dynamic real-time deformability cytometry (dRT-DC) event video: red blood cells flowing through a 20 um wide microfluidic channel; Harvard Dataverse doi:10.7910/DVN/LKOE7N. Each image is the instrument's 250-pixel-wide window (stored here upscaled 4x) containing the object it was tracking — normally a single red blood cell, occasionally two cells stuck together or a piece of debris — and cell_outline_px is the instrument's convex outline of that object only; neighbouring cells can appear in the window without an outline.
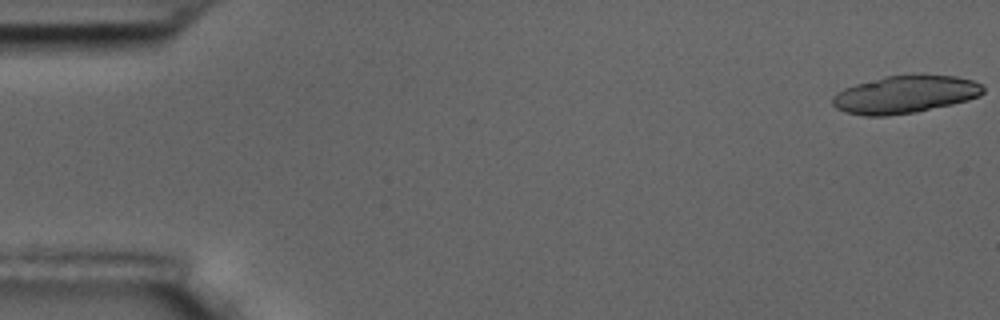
{"species": "common noctule bat (a hibernating species)", "species_latin": "Nyctalus noctula", "temperature_condition": "room temperature", "stored_images_in_passage": 21, "camera_frame_rate_fps": 3000, "um_per_image_px": 0.085, "animal": {"sex": "male", "body_mass_g": 17.5, "forearm_length_mm": 52.3}, "frame": {"image": 1, "passage_image": 1, "time_ms": 0.0, "image_size_px": [1000, 320], "cell_outline_px": [[984, 92], [980, 96], [968, 100], [952, 104], [916, 112], [888, 116], [864, 116], [844, 112], [836, 108], [832, 104], [832, 96], [836, 92], [844, 88], [856, 84], [884, 76], [912, 72], [924, 72], [956, 76], [972, 80], [980, 84], [984, 88]], "centroid_in_image_um": [76.93, 7.99], "position_along_channel_um": 8.1, "area_um2": 34.04}}